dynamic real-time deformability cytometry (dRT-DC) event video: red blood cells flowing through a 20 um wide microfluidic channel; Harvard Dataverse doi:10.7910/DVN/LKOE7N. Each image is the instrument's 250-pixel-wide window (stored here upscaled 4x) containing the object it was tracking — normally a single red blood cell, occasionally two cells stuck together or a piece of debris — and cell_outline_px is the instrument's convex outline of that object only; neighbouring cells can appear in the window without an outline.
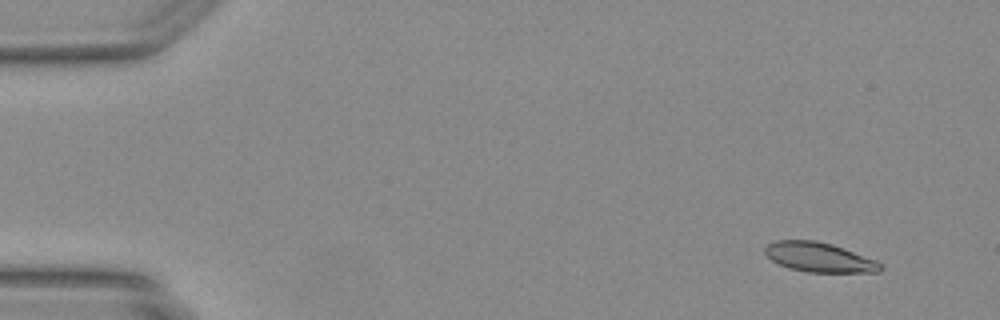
{"species": "Egyptian fruit bat (a non-hibernating species)", "species_latin": "Rousettus aegyptiacus", "temperature_condition": "warm", "stored_images_in_passage": 32, "camera_frame_rate_fps": 3000, "um_per_image_px": 0.085, "animal": {"sex": "female"}, "frame": {"image": 1, "passage_image": 3, "time_ms": 0.667, "image_size_px": [1000, 320], "cell_outline_px": [[884, 268], [880, 272], [808, 272], [788, 268], [772, 260], [764, 252], [764, 248], [768, 244], [776, 240], [816, 240], [832, 244], [844, 248], [876, 260]], "centroid_in_image_um": [69.63, 21.86], "position_along_channel_um": 15.4, "area_um2": 19.88}}
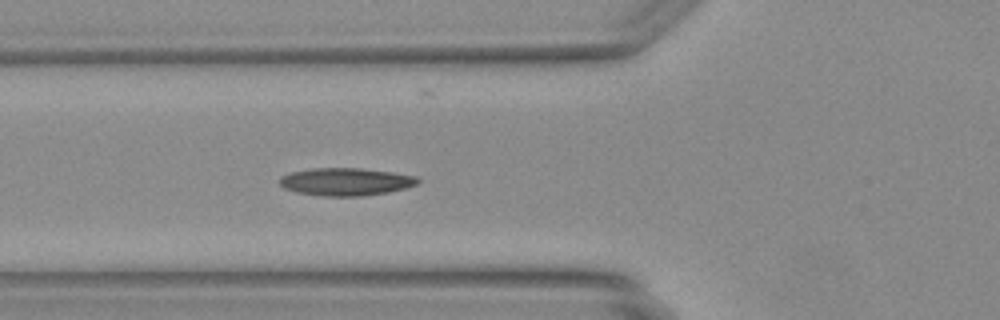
{"frame": {"image": 2, "passage_image": 17, "time_ms": 5.333, "image_size_px": [1000, 320], "cell_outline_px": [[420, 180], [416, 184], [404, 188], [388, 192], [364, 196], [320, 196], [296, 192], [284, 188], [280, 184], [280, 176], [292, 172], [316, 168], [360, 168], [392, 172], [416, 176]], "centroid_in_image_um": [29.38, 15.45], "position_along_channel_um": 96.4, "area_um2": 22.2}}
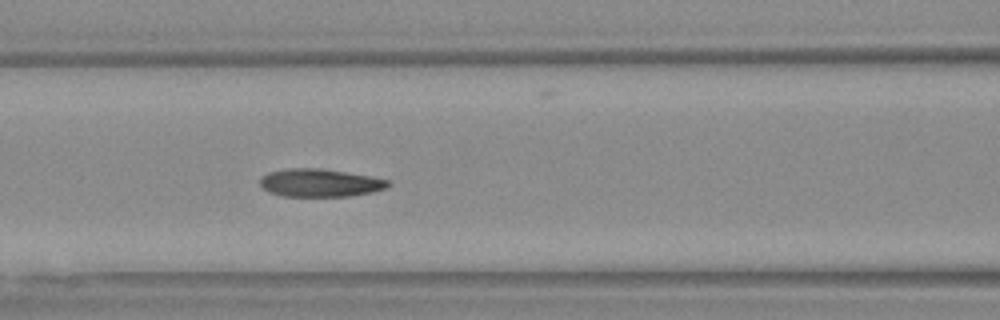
{"frame": {"image": 3, "passage_image": 20, "time_ms": 6.333, "image_size_px": [1000, 320], "cell_outline_px": [[392, 184], [384, 188], [372, 192], [348, 196], [284, 196], [272, 192], [264, 188], [260, 184], [260, 180], [268, 172], [288, 168], [320, 168], [368, 176], [388, 180]], "centroid_in_image_um": [27.2, 15.54], "position_along_channel_um": 139.4, "area_um2": 20.46}}